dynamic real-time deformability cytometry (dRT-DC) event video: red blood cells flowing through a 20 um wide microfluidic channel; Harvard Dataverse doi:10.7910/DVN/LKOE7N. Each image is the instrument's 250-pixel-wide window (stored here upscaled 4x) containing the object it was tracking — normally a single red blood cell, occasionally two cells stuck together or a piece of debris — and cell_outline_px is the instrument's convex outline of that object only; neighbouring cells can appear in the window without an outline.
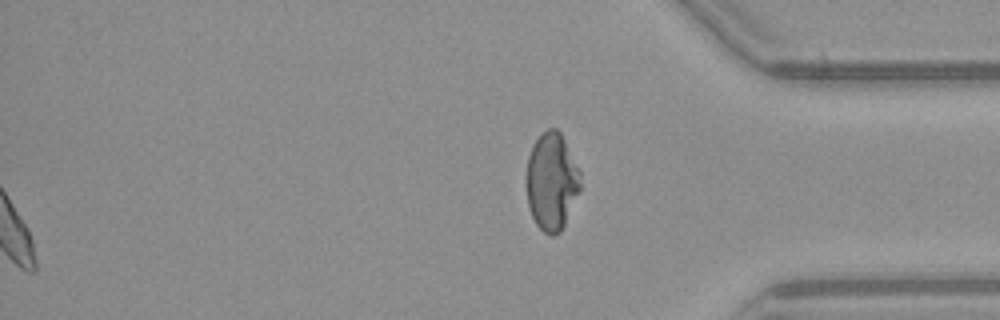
{"species": "common noctule bat (a hibernating species)", "species_latin": "Nyctalus noctula", "temperature_condition": "warm", "stored_images_in_passage": 53, "segment_of_instrument_passage": [2, 2], "camera_frame_rate_fps": 3000, "um_per_image_px": 0.085, "animal": {"sex": "female", "body_mass_g": 21.9}, "frame": {"image": 1, "passage_image": 53, "time_ms": 17.333, "image_size_px": [1000, 320], "cell_outline_px": [[580, 192], [560, 232], [552, 236], [544, 232], [536, 224], [528, 208], [524, 180], [524, 176], [528, 156], [536, 140], [548, 128], [556, 128], [560, 132], [580, 172]], "centroid_in_image_um": [46.85, 15.45], "position_along_channel_um": 388.3, "area_um2": 30.87}}